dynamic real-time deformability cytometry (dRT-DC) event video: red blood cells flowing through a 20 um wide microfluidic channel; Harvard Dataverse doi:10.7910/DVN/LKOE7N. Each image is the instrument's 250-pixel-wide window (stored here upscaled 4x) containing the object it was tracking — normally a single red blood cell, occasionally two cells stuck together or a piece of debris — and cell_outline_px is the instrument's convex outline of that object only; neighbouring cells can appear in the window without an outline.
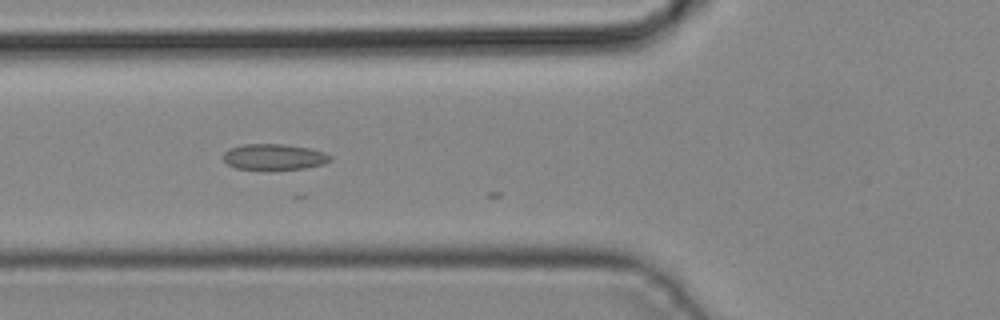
{"species": "common noctule bat (a hibernating species)", "species_latin": "Nyctalus noctula", "temperature_condition": "cold", "stored_images_in_passage": 17, "camera_frame_rate_fps": 3000, "um_per_image_px": 0.085, "animal": {"sex": "male", "body_mass_g": 19.2, "forearm_length_mm": 51.8}, "frame": {"image": 1, "passage_image": 16, "time_ms": 5.0, "image_size_px": [1000, 320], "cell_outline_px": [[332, 160], [324, 164], [304, 168], [236, 168], [228, 164], [224, 160], [224, 152], [228, 148], [244, 144], [284, 144], [308, 148], [324, 152], [332, 156]], "centroid_in_image_um": [23.31, 13.31], "position_along_channel_um": 102.5, "area_um2": 15.78}}